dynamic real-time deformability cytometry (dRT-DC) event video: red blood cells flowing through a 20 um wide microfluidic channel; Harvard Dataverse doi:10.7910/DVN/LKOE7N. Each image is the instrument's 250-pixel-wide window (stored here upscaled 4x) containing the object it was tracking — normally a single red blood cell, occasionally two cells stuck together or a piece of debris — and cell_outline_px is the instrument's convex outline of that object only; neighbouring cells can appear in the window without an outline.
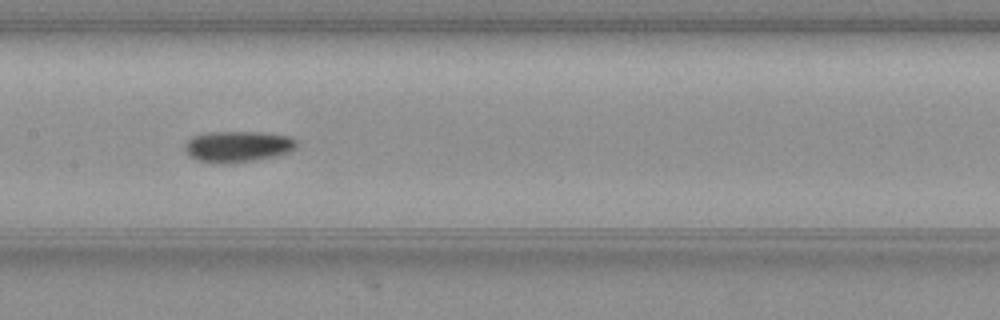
{"species": "common noctule bat (a hibernating species)", "species_latin": "Nyctalus noctula", "temperature_condition": "warm", "stored_images_in_passage": 41, "camera_frame_rate_fps": 3000, "um_per_image_px": 0.085, "animal": {"sex": "female", "body_mass_g": 19.3, "forearm_length_mm": 54.1}, "frame": {"image": 1, "passage_image": 14, "time_ms": 4.333, "image_size_px": [1000, 320], "cell_outline_px": [[296, 148], [288, 152], [276, 156], [232, 164], [212, 164], [196, 160], [188, 156], [184, 152], [184, 144], [192, 136], [212, 132], [256, 132], [288, 136], [296, 140]], "centroid_in_image_um": [20.14, 12.48], "position_along_channel_um": 187.3, "area_um2": 20.52}}
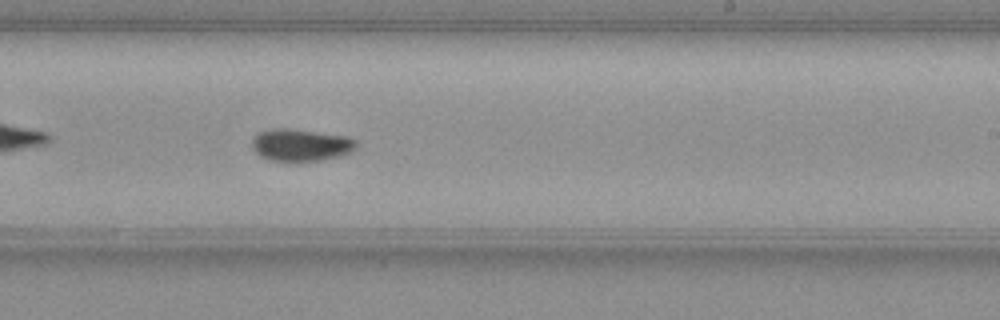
{"frame": {"image": 2, "passage_image": 20, "time_ms": 6.333, "image_size_px": [1000, 320], "cell_outline_px": [[356, 148], [352, 152], [340, 156], [320, 160], [268, 160], [260, 156], [252, 148], [252, 136], [260, 132], [272, 128], [288, 128], [348, 136], [356, 140]], "centroid_in_image_um": [25.56, 12.31], "position_along_channel_um": 263.4, "area_um2": 19.54}}
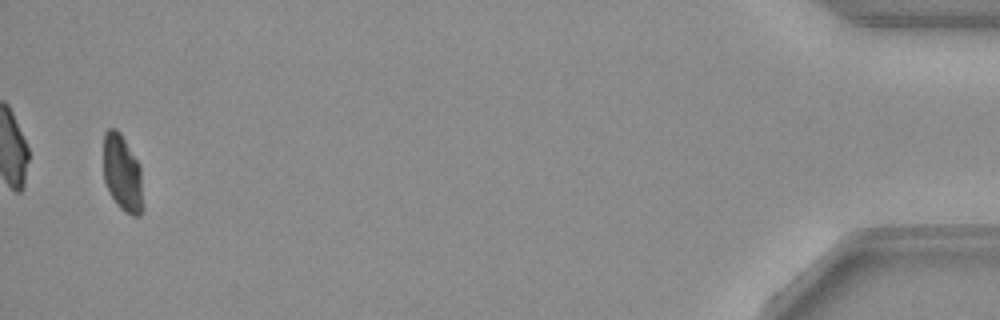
{"frame": {"image": 3, "passage_image": 40, "time_ms": 13.0, "image_size_px": [1000, 320], "cell_outline_px": [[144, 208], [140, 216], [132, 216], [124, 212], [116, 204], [108, 192], [104, 180], [104, 132], [108, 128], [116, 128], [120, 132], [140, 164]], "centroid_in_image_um": [10.42, 14.76], "position_along_channel_um": 424.8, "area_um2": 18.15}, "authors_computed_cell_mechanics": {"area_um2": 19.0162, "velocity_mm_per_s": 3.838, "shape_relaxation_time_tau1_ms": 3.6009, "shape_relaxation_time_tau2_ms": 3.214, "deformation_change_tau1": 0.1534, "deformation_change_tau2": 0.0567}}